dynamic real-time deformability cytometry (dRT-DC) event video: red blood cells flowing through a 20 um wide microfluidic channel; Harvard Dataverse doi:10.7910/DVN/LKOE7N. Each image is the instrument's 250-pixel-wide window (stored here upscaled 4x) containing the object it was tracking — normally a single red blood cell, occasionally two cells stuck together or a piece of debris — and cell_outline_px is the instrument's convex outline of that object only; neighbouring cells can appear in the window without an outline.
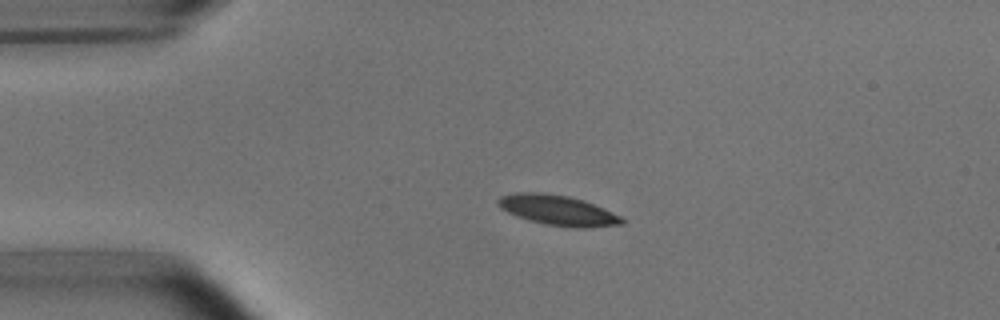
{"species": "common noctule bat (a hibernating species)", "species_latin": "Nyctalus noctula", "temperature_condition": "room temperature", "stored_images_in_passage": 43, "camera_frame_rate_fps": 3000, "um_per_image_px": 0.085, "animal": {"sex": "male", "body_mass_g": 15.6}, "frame": {"image": 1, "passage_image": 1, "time_ms": 0.0, "image_size_px": [1000, 320], "cell_outline_px": [[624, 224], [588, 228], [576, 228], [544, 224], [528, 220], [516, 216], [500, 208], [496, 204], [496, 200], [500, 196], [516, 192], [544, 192], [568, 196], [584, 200], [604, 208], [620, 216], [624, 220]], "centroid_in_image_um": [47.39, 17.87], "position_along_channel_um": 37.6, "area_um2": 22.02}}
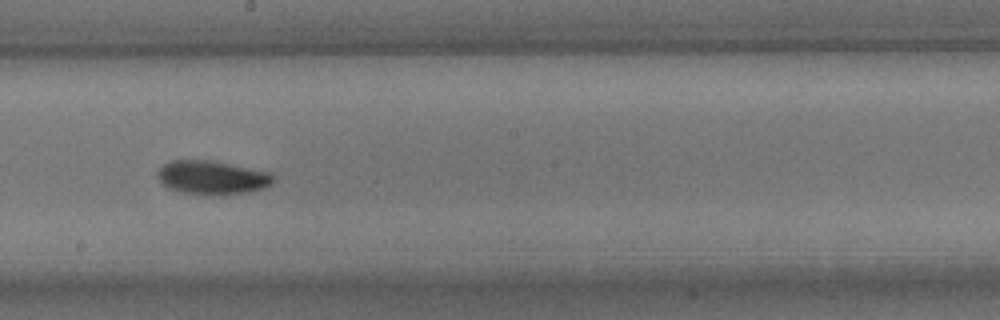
{"frame": {"image": 2, "passage_image": 19, "time_ms": 6.0, "image_size_px": [1000, 320], "cell_outline_px": [[276, 180], [272, 184], [264, 188], [248, 192], [184, 192], [168, 188], [156, 176], [156, 172], [164, 164], [172, 160], [216, 160], [268, 172], [276, 176]], "centroid_in_image_um": [18.06, 15.03], "position_along_channel_um": 230.1, "area_um2": 22.14}}
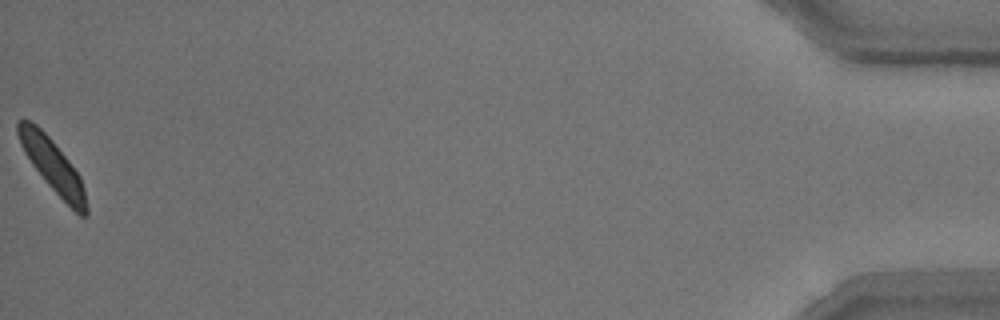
{"frame": {"image": 3, "passage_image": 43, "time_ms": 14.0, "image_size_px": [1000, 320], "cell_outline_px": [[88, 216], [80, 216], [48, 184], [32, 164], [24, 152], [20, 144], [16, 132], [16, 120], [28, 120], [36, 124], [52, 140], [68, 160], [80, 176], [84, 188], [88, 208]], "centroid_in_image_um": [4.46, 14.06], "position_along_channel_um": 430.7, "area_um2": 20.63}, "authors_computed_cell_mechanics": {"area_um2": 21.675, "velocity_mm_per_s": 3.7204, "shape_relaxation_time_tau1_ms": 2.2437, "shape_relaxation_time_tau2_ms": 5.6174, "deformation_change_tau1": 0.0924, "deformation_change_tau2": 0.0944}}